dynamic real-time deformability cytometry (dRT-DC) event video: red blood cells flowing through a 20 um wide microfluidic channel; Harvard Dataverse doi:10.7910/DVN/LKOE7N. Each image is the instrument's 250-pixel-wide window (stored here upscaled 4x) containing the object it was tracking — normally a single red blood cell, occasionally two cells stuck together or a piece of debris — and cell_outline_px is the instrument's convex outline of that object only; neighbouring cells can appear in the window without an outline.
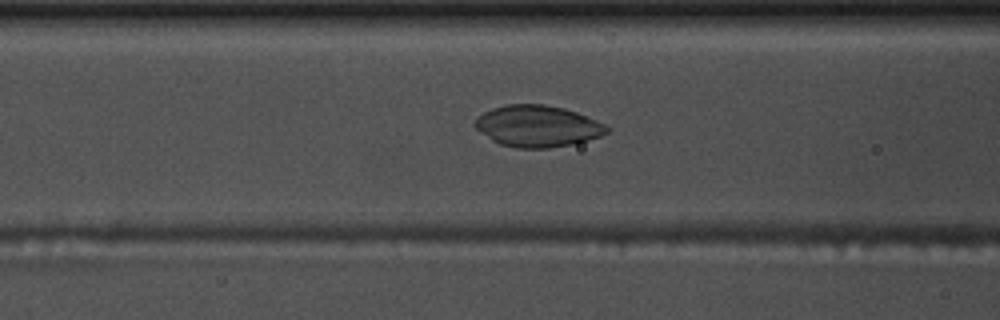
{"species": "common noctule bat (a hibernating species)", "species_latin": "Nyctalus noctula", "temperature_condition": "warm", "stored_images_in_passage": 50, "camera_frame_rate_fps": 3000, "um_per_image_px": 0.085, "animal": {"sex": "male", "body_mass_g": 17.5, "forearm_length_mm": 52.3}, "frame": {"image": 1, "passage_image": 17, "time_ms": 5.333, "image_size_px": [1000, 320], "cell_outline_px": [[612, 128], [608, 132], [600, 136], [588, 140], [572, 144], [548, 148], [516, 148], [500, 144], [492, 140], [480, 132], [476, 128], [476, 120], [484, 112], [492, 108], [508, 104], [544, 104], [564, 108], [576, 112], [604, 124]], "centroid_in_image_um": [45.71, 10.72], "position_along_channel_um": 120.9, "area_um2": 31.67}}
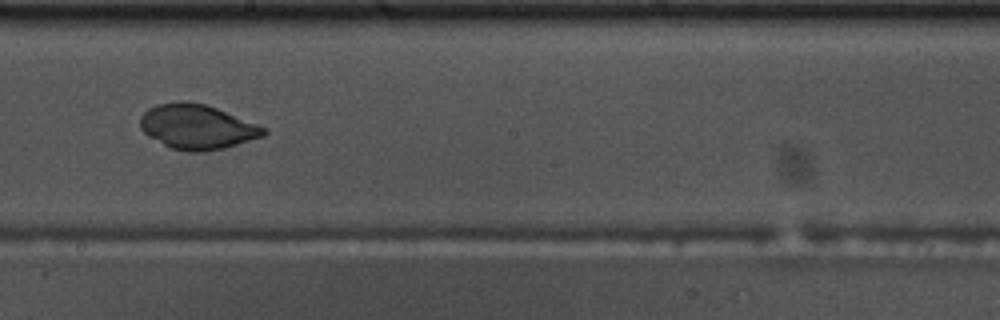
{"frame": {"image": 2, "passage_image": 26, "time_ms": 8.333, "image_size_px": [1000, 320], "cell_outline_px": [[268, 132], [264, 136], [224, 148], [204, 152], [188, 152], [172, 148], [148, 136], [140, 128], [140, 116], [148, 108], [156, 104], [204, 104], [216, 108], [268, 128]], "centroid_in_image_um": [16.78, 10.82], "position_along_channel_um": 231.4, "area_um2": 31.56}}
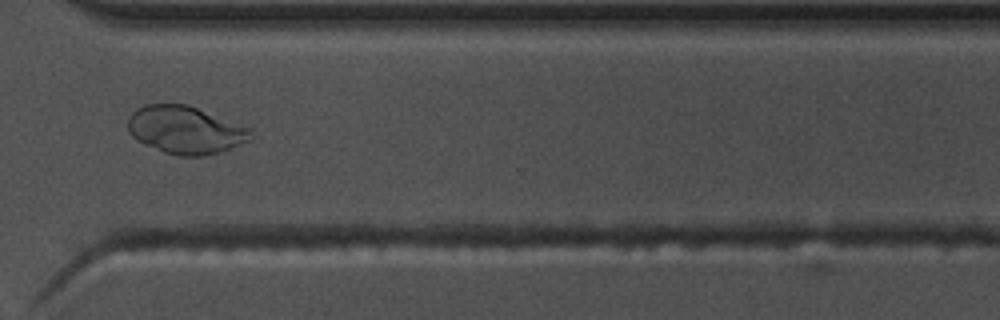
{"frame": {"image": 3, "passage_image": 36, "time_ms": 11.667, "image_size_px": [1000, 320], "cell_outline_px": [[256, 136], [252, 140], [220, 152], [200, 156], [180, 156], [164, 152], [144, 144], [136, 140], [132, 136], [128, 128], [128, 116], [136, 108], [144, 104], [188, 104], [248, 128]], "centroid_in_image_um": [15.74, 11.05], "position_along_channel_um": 354.9, "area_um2": 34.16}}